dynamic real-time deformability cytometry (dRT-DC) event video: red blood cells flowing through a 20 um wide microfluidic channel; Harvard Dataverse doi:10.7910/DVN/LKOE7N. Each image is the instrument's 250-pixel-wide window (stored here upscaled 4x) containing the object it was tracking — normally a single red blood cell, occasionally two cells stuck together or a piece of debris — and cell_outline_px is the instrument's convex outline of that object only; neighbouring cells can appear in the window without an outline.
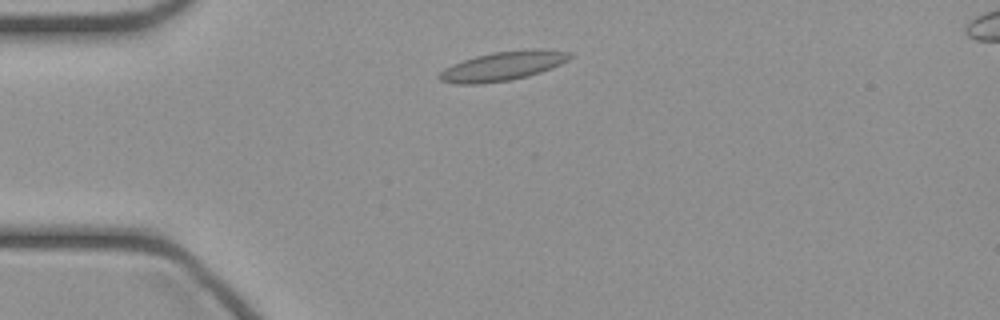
{"species": "common noctule bat (a hibernating species)", "species_latin": "Nyctalus noctula", "temperature_condition": "cold", "stored_images_in_passage": 40, "camera_frame_rate_fps": 3000, "um_per_image_px": 0.085, "animal": {"sex": "female", "body_mass_g": 21.9}, "frame": {"image": 1, "passage_image": 5, "time_ms": 1.333, "image_size_px": [1000, 320], "cell_outline_px": [[572, 56], [568, 60], [552, 68], [528, 76], [508, 80], [480, 84], [456, 84], [440, 80], [436, 76], [444, 68], [452, 64], [476, 56], [492, 52], [528, 48], [544, 48], [572, 52]], "centroid_in_image_um": [42.77, 5.59], "position_along_channel_um": 42.2, "area_um2": 22.43}}
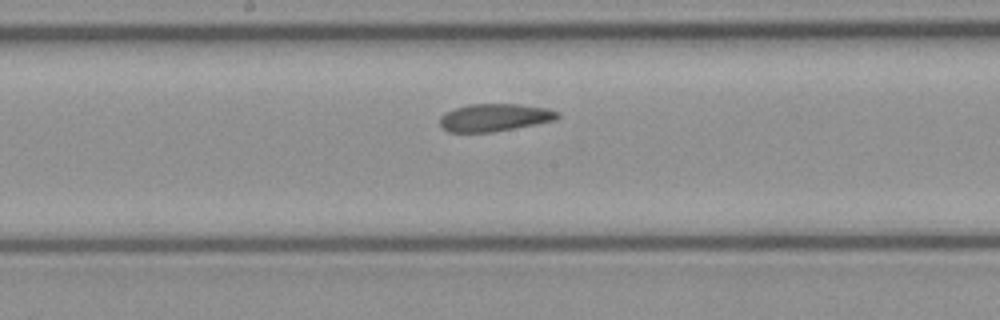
{"frame": {"image": 2, "passage_image": 18, "time_ms": 5.667, "image_size_px": [1000, 320], "cell_outline_px": [[560, 116], [556, 120], [492, 132], [448, 132], [440, 128], [440, 116], [444, 112], [452, 108], [468, 104], [516, 104], [544, 108], [560, 112]], "centroid_in_image_um": [41.97, 9.99], "position_along_channel_um": 206.2, "area_um2": 19.02}}
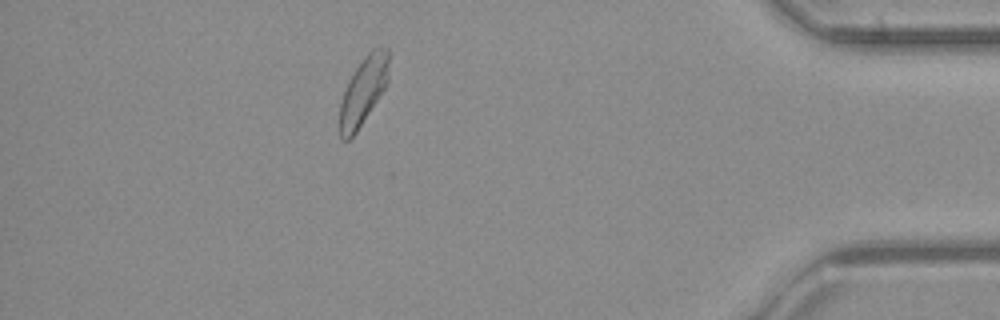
{"frame": {"image": 3, "passage_image": 35, "time_ms": 11.333, "image_size_px": [1000, 320], "cell_outline_px": [[388, 84], [356, 132], [348, 140], [344, 140], [340, 136], [340, 104], [348, 80], [364, 56], [372, 48], [388, 48]], "centroid_in_image_um": [30.89, 7.71], "position_along_channel_um": 404.3, "area_um2": 19.13}}